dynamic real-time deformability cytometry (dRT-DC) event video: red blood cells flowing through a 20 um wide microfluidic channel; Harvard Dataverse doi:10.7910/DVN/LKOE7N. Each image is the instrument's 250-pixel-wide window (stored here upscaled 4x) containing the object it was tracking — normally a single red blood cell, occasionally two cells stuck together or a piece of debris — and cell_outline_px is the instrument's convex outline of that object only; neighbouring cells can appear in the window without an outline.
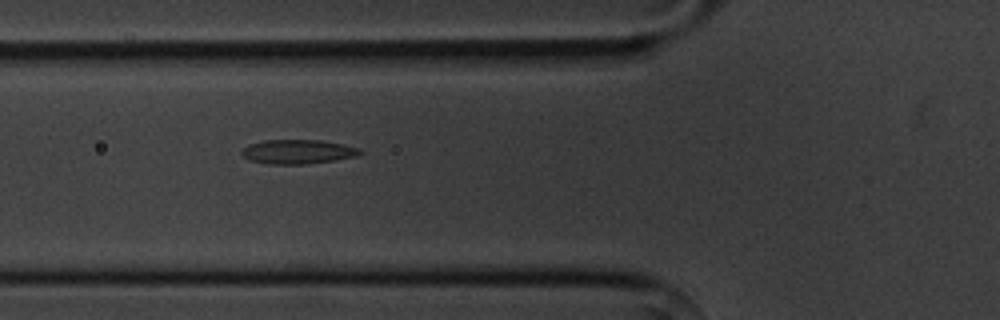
{"species": "common noctule bat (a hibernating species)", "species_latin": "Nyctalus noctula", "temperature_condition": "cold", "stored_images_in_passage": 11, "camera_frame_rate_fps": 3000, "um_per_image_px": 0.085, "animal": {"sex": "male", "body_mass_g": 20.1, "forearm_length_mm": 53.5}, "frame": {"image": 1, "passage_image": 2, "time_ms": 1.0, "image_size_px": [1000, 320], "cell_outline_px": [[364, 152], [356, 156], [336, 160], [304, 164], [272, 164], [248, 160], [240, 152], [240, 148], [248, 144], [264, 140], [320, 140], [344, 144], [360, 148]], "centroid_in_image_um": [25.3, 12.89], "position_along_channel_um": 100.5, "area_um2": 16.88}}
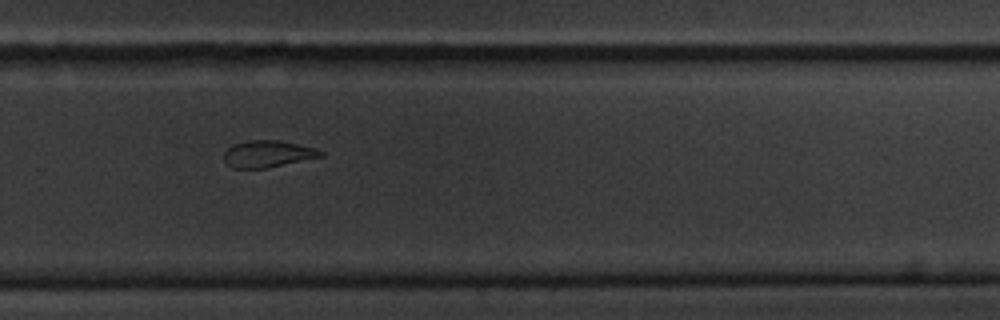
{"frame": {"image": 2, "passage_image": 7, "time_ms": 6.667, "image_size_px": [1000, 320], "cell_outline_px": [[324, 156], [268, 168], [232, 168], [224, 160], [224, 152], [232, 144], [248, 140], [280, 140], [316, 148], [324, 152]], "centroid_in_image_um": [22.77, 13.08], "position_along_channel_um": 307.0, "area_um2": 15.26}}
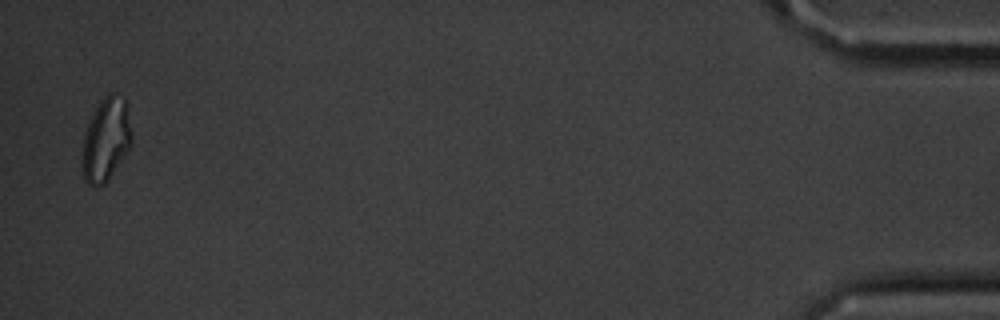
{"frame": {"image": 3, "passage_image": 11, "time_ms": 12.333, "image_size_px": [1000, 320], "cell_outline_px": [[132, 144], [108, 180], [104, 184], [88, 184], [84, 180], [80, 164], [80, 160], [84, 132], [88, 120], [100, 100], [108, 92], [116, 92], [128, 104], [132, 136]], "centroid_in_image_um": [8.99, 11.82], "position_along_channel_um": 426.2, "area_um2": 24.62}, "authors_computed_cell_mechanics": {"area_um2": 16.7042, "velocity_mm_per_s": 3.643, "shape_relaxation_time_tau1_ms": null, "shape_relaxation_time_tau2_ms": 2.4623, "deformation_change_tau1": null, "deformation_change_tau2": 0.0773}}